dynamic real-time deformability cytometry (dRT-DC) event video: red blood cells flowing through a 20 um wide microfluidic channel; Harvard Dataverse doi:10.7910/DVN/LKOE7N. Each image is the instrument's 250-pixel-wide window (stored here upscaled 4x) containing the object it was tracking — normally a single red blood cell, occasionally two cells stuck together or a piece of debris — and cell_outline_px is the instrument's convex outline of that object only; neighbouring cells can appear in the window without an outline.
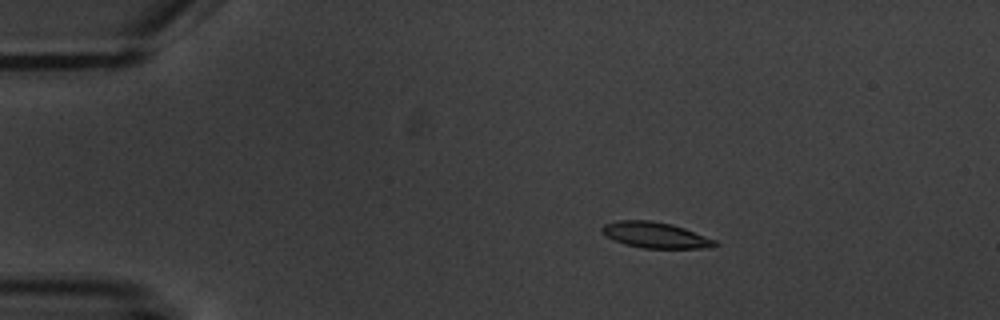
{"species": "common noctule bat (a hibernating species)", "species_latin": "Nyctalus noctula", "temperature_condition": "warm", "stored_images_in_passage": 5, "camera_frame_rate_fps": 3000, "um_per_image_px": 0.085, "animal": {"sex": "male", "body_mass_g": 20.1, "forearm_length_mm": 53.5}, "frame": {"image": 1, "passage_image": 2, "time_ms": 2.0, "image_size_px": [1000, 320], "cell_outline_px": [[720, 244], [712, 248], [644, 248], [624, 244], [600, 232], [600, 228], [604, 224], [620, 220], [652, 220], [672, 224], [684, 228], [716, 240]], "centroid_in_image_um": [55.73, 19.98], "position_along_channel_um": 29.3, "area_um2": 17.05}}
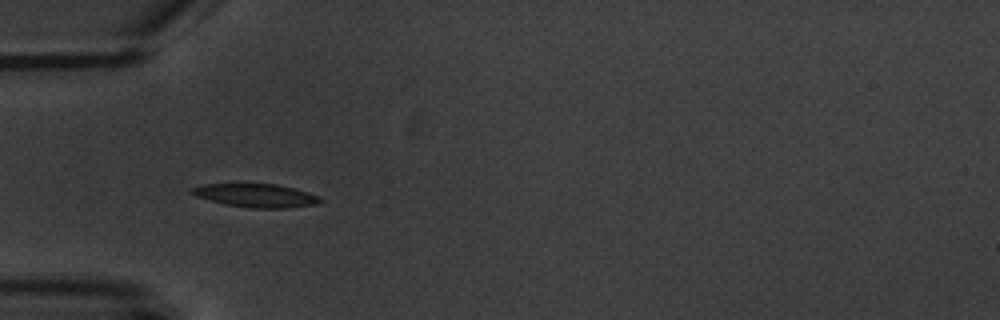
{"frame": {"image": 2, "passage_image": 4, "time_ms": 4.667, "image_size_px": [1000, 320], "cell_outline_px": [[324, 200], [316, 204], [284, 208], [252, 208], [224, 204], [196, 196], [188, 192], [192, 188], [204, 184], [276, 184], [308, 192], [320, 196]], "centroid_in_image_um": [21.76, 16.62], "position_along_channel_um": 63.2, "area_um2": 17.4}}